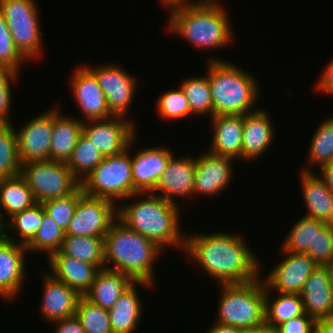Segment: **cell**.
Masks as SVG:
<instances>
[{"instance_id":"cell-1","label":"cell","mask_w":333,"mask_h":333,"mask_svg":"<svg viewBox=\"0 0 333 333\" xmlns=\"http://www.w3.org/2000/svg\"><path fill=\"white\" fill-rule=\"evenodd\" d=\"M240 233L211 232L186 235L184 253L217 284H241L259 279L260 258ZM259 258V259H258ZM261 271V272H260Z\"/></svg>"},{"instance_id":"cell-2","label":"cell","mask_w":333,"mask_h":333,"mask_svg":"<svg viewBox=\"0 0 333 333\" xmlns=\"http://www.w3.org/2000/svg\"><path fill=\"white\" fill-rule=\"evenodd\" d=\"M127 199V204L123 201L121 206L117 204V219L120 222L152 240L163 250L170 246L184 252L186 234L180 229L183 227H180L182 220L179 205L151 192L135 193Z\"/></svg>"},{"instance_id":"cell-3","label":"cell","mask_w":333,"mask_h":333,"mask_svg":"<svg viewBox=\"0 0 333 333\" xmlns=\"http://www.w3.org/2000/svg\"><path fill=\"white\" fill-rule=\"evenodd\" d=\"M165 31L183 37L200 50H219L231 45V17L222 2H188L168 7ZM230 21V22H229Z\"/></svg>"},{"instance_id":"cell-4","label":"cell","mask_w":333,"mask_h":333,"mask_svg":"<svg viewBox=\"0 0 333 333\" xmlns=\"http://www.w3.org/2000/svg\"><path fill=\"white\" fill-rule=\"evenodd\" d=\"M104 249L106 269L155 285L154 263L164 251L155 242L116 219L104 237Z\"/></svg>"},{"instance_id":"cell-5","label":"cell","mask_w":333,"mask_h":333,"mask_svg":"<svg viewBox=\"0 0 333 333\" xmlns=\"http://www.w3.org/2000/svg\"><path fill=\"white\" fill-rule=\"evenodd\" d=\"M207 58V75L215 115H245L258 110V80L248 70L220 57Z\"/></svg>"},{"instance_id":"cell-6","label":"cell","mask_w":333,"mask_h":333,"mask_svg":"<svg viewBox=\"0 0 333 333\" xmlns=\"http://www.w3.org/2000/svg\"><path fill=\"white\" fill-rule=\"evenodd\" d=\"M216 323L242 330L255 329L265 323V291L262 279L241 284H220Z\"/></svg>"},{"instance_id":"cell-7","label":"cell","mask_w":333,"mask_h":333,"mask_svg":"<svg viewBox=\"0 0 333 333\" xmlns=\"http://www.w3.org/2000/svg\"><path fill=\"white\" fill-rule=\"evenodd\" d=\"M133 137L128 148L121 154L104 157L100 164L81 182L83 192L93 197L125 202L134 194L131 148L137 142ZM121 200V201H119Z\"/></svg>"},{"instance_id":"cell-8","label":"cell","mask_w":333,"mask_h":333,"mask_svg":"<svg viewBox=\"0 0 333 333\" xmlns=\"http://www.w3.org/2000/svg\"><path fill=\"white\" fill-rule=\"evenodd\" d=\"M38 9L36 0H0V11L15 46L28 62L44 53Z\"/></svg>"},{"instance_id":"cell-9","label":"cell","mask_w":333,"mask_h":333,"mask_svg":"<svg viewBox=\"0 0 333 333\" xmlns=\"http://www.w3.org/2000/svg\"><path fill=\"white\" fill-rule=\"evenodd\" d=\"M20 175L26 180L37 203L74 194L81 182L66 163L54 160L30 161L21 165Z\"/></svg>"},{"instance_id":"cell-10","label":"cell","mask_w":333,"mask_h":333,"mask_svg":"<svg viewBox=\"0 0 333 333\" xmlns=\"http://www.w3.org/2000/svg\"><path fill=\"white\" fill-rule=\"evenodd\" d=\"M116 219L117 207L113 201L87 195L80 187L75 214L65 235L104 238Z\"/></svg>"},{"instance_id":"cell-11","label":"cell","mask_w":333,"mask_h":333,"mask_svg":"<svg viewBox=\"0 0 333 333\" xmlns=\"http://www.w3.org/2000/svg\"><path fill=\"white\" fill-rule=\"evenodd\" d=\"M104 91L107 106L113 116L129 118L132 100L137 92L136 76L127 72L119 64L106 63L100 66H87ZM130 108V109H129ZM128 114V115H127Z\"/></svg>"},{"instance_id":"cell-12","label":"cell","mask_w":333,"mask_h":333,"mask_svg":"<svg viewBox=\"0 0 333 333\" xmlns=\"http://www.w3.org/2000/svg\"><path fill=\"white\" fill-rule=\"evenodd\" d=\"M131 118L113 116L103 120L85 121L82 133L94 143L103 157L124 152L137 134V125Z\"/></svg>"},{"instance_id":"cell-13","label":"cell","mask_w":333,"mask_h":333,"mask_svg":"<svg viewBox=\"0 0 333 333\" xmlns=\"http://www.w3.org/2000/svg\"><path fill=\"white\" fill-rule=\"evenodd\" d=\"M281 252L285 256L265 275V286L273 292L299 294L309 275L319 265L308 254Z\"/></svg>"},{"instance_id":"cell-14","label":"cell","mask_w":333,"mask_h":333,"mask_svg":"<svg viewBox=\"0 0 333 333\" xmlns=\"http://www.w3.org/2000/svg\"><path fill=\"white\" fill-rule=\"evenodd\" d=\"M54 107L26 121L17 130L18 156L21 164L30 161L50 160V145L53 133Z\"/></svg>"},{"instance_id":"cell-15","label":"cell","mask_w":333,"mask_h":333,"mask_svg":"<svg viewBox=\"0 0 333 333\" xmlns=\"http://www.w3.org/2000/svg\"><path fill=\"white\" fill-rule=\"evenodd\" d=\"M70 90L80 108L82 122L103 120L113 117L107 103L104 91L99 86L94 73L85 66H77L70 75Z\"/></svg>"},{"instance_id":"cell-16","label":"cell","mask_w":333,"mask_h":333,"mask_svg":"<svg viewBox=\"0 0 333 333\" xmlns=\"http://www.w3.org/2000/svg\"><path fill=\"white\" fill-rule=\"evenodd\" d=\"M206 152L195 157L193 196H217L222 193L234 177L235 159Z\"/></svg>"},{"instance_id":"cell-17","label":"cell","mask_w":333,"mask_h":333,"mask_svg":"<svg viewBox=\"0 0 333 333\" xmlns=\"http://www.w3.org/2000/svg\"><path fill=\"white\" fill-rule=\"evenodd\" d=\"M177 157H174V154L171 156L155 189L151 192L176 205L179 204V199H190L193 196L196 169L195 157L192 155Z\"/></svg>"},{"instance_id":"cell-18","label":"cell","mask_w":333,"mask_h":333,"mask_svg":"<svg viewBox=\"0 0 333 333\" xmlns=\"http://www.w3.org/2000/svg\"><path fill=\"white\" fill-rule=\"evenodd\" d=\"M27 252L26 246L20 243L8 239L0 243V298L3 301L13 303L22 292Z\"/></svg>"},{"instance_id":"cell-19","label":"cell","mask_w":333,"mask_h":333,"mask_svg":"<svg viewBox=\"0 0 333 333\" xmlns=\"http://www.w3.org/2000/svg\"><path fill=\"white\" fill-rule=\"evenodd\" d=\"M170 147L152 146L142 148L131 155L134 194L148 193L155 186L174 154Z\"/></svg>"},{"instance_id":"cell-20","label":"cell","mask_w":333,"mask_h":333,"mask_svg":"<svg viewBox=\"0 0 333 333\" xmlns=\"http://www.w3.org/2000/svg\"><path fill=\"white\" fill-rule=\"evenodd\" d=\"M42 302L39 305L40 318L48 323L72 317L76 313L77 303L81 297L73 288L54 278L49 273L42 277Z\"/></svg>"},{"instance_id":"cell-21","label":"cell","mask_w":333,"mask_h":333,"mask_svg":"<svg viewBox=\"0 0 333 333\" xmlns=\"http://www.w3.org/2000/svg\"><path fill=\"white\" fill-rule=\"evenodd\" d=\"M267 110L245 114L243 119L242 161H254L267 152L275 139V127ZM269 147V148H268Z\"/></svg>"},{"instance_id":"cell-22","label":"cell","mask_w":333,"mask_h":333,"mask_svg":"<svg viewBox=\"0 0 333 333\" xmlns=\"http://www.w3.org/2000/svg\"><path fill=\"white\" fill-rule=\"evenodd\" d=\"M210 119L213 129L208 151L242 161L244 115H215Z\"/></svg>"},{"instance_id":"cell-23","label":"cell","mask_w":333,"mask_h":333,"mask_svg":"<svg viewBox=\"0 0 333 333\" xmlns=\"http://www.w3.org/2000/svg\"><path fill=\"white\" fill-rule=\"evenodd\" d=\"M54 278L73 288L80 296H84L91 288L99 272V268L91 263L83 262L57 251L47 258Z\"/></svg>"},{"instance_id":"cell-24","label":"cell","mask_w":333,"mask_h":333,"mask_svg":"<svg viewBox=\"0 0 333 333\" xmlns=\"http://www.w3.org/2000/svg\"><path fill=\"white\" fill-rule=\"evenodd\" d=\"M299 295L304 312L315 320L333 315V288L324 266L309 275Z\"/></svg>"},{"instance_id":"cell-25","label":"cell","mask_w":333,"mask_h":333,"mask_svg":"<svg viewBox=\"0 0 333 333\" xmlns=\"http://www.w3.org/2000/svg\"><path fill=\"white\" fill-rule=\"evenodd\" d=\"M300 171L301 196L308 211L304 216L333 224V194L317 172Z\"/></svg>"},{"instance_id":"cell-26","label":"cell","mask_w":333,"mask_h":333,"mask_svg":"<svg viewBox=\"0 0 333 333\" xmlns=\"http://www.w3.org/2000/svg\"><path fill=\"white\" fill-rule=\"evenodd\" d=\"M69 116L63 114L59 106L55 105L50 160L66 164L72 156L79 136L82 134L83 125L80 117Z\"/></svg>"},{"instance_id":"cell-27","label":"cell","mask_w":333,"mask_h":333,"mask_svg":"<svg viewBox=\"0 0 333 333\" xmlns=\"http://www.w3.org/2000/svg\"><path fill=\"white\" fill-rule=\"evenodd\" d=\"M137 285L143 289L154 288L153 284L148 282H135L117 299L114 306L108 310L113 333H133L142 322L143 307Z\"/></svg>"},{"instance_id":"cell-28","label":"cell","mask_w":333,"mask_h":333,"mask_svg":"<svg viewBox=\"0 0 333 333\" xmlns=\"http://www.w3.org/2000/svg\"><path fill=\"white\" fill-rule=\"evenodd\" d=\"M134 283L130 276L103 268L96 274L91 288L84 297L91 303L109 310Z\"/></svg>"},{"instance_id":"cell-29","label":"cell","mask_w":333,"mask_h":333,"mask_svg":"<svg viewBox=\"0 0 333 333\" xmlns=\"http://www.w3.org/2000/svg\"><path fill=\"white\" fill-rule=\"evenodd\" d=\"M36 203L31 189L20 174L10 178H0V214L5 221L14 214L33 207Z\"/></svg>"},{"instance_id":"cell-30","label":"cell","mask_w":333,"mask_h":333,"mask_svg":"<svg viewBox=\"0 0 333 333\" xmlns=\"http://www.w3.org/2000/svg\"><path fill=\"white\" fill-rule=\"evenodd\" d=\"M60 251L67 256L105 268L104 238L65 235Z\"/></svg>"},{"instance_id":"cell-31","label":"cell","mask_w":333,"mask_h":333,"mask_svg":"<svg viewBox=\"0 0 333 333\" xmlns=\"http://www.w3.org/2000/svg\"><path fill=\"white\" fill-rule=\"evenodd\" d=\"M272 291L266 288L265 291V323L277 327L283 322L303 315L304 306L299 294L277 293L272 297ZM279 295V296H278ZM272 299V300H271Z\"/></svg>"},{"instance_id":"cell-32","label":"cell","mask_w":333,"mask_h":333,"mask_svg":"<svg viewBox=\"0 0 333 333\" xmlns=\"http://www.w3.org/2000/svg\"><path fill=\"white\" fill-rule=\"evenodd\" d=\"M303 171L314 172L313 166L322 167L333 161V115L318 124L309 144ZM317 163V164H316ZM310 167V168H309Z\"/></svg>"},{"instance_id":"cell-33","label":"cell","mask_w":333,"mask_h":333,"mask_svg":"<svg viewBox=\"0 0 333 333\" xmlns=\"http://www.w3.org/2000/svg\"><path fill=\"white\" fill-rule=\"evenodd\" d=\"M326 223L317 219L301 217L288 232L280 250L308 254L314 260L315 229Z\"/></svg>"},{"instance_id":"cell-34","label":"cell","mask_w":333,"mask_h":333,"mask_svg":"<svg viewBox=\"0 0 333 333\" xmlns=\"http://www.w3.org/2000/svg\"><path fill=\"white\" fill-rule=\"evenodd\" d=\"M44 215V207L42 203H36L33 207L22 212L14 214L6 221V229L10 230L6 233V239L27 245L35 236L38 228L41 225ZM15 232V234L12 233ZM18 236L14 237V235Z\"/></svg>"},{"instance_id":"cell-35","label":"cell","mask_w":333,"mask_h":333,"mask_svg":"<svg viewBox=\"0 0 333 333\" xmlns=\"http://www.w3.org/2000/svg\"><path fill=\"white\" fill-rule=\"evenodd\" d=\"M186 79V80H185ZM179 86L189 102L192 116H214V107L207 72L205 76L185 78Z\"/></svg>"},{"instance_id":"cell-36","label":"cell","mask_w":333,"mask_h":333,"mask_svg":"<svg viewBox=\"0 0 333 333\" xmlns=\"http://www.w3.org/2000/svg\"><path fill=\"white\" fill-rule=\"evenodd\" d=\"M65 231L45 212L40 227L33 239L26 245L28 254L31 252H44L47 258L60 251ZM30 251V253H29Z\"/></svg>"},{"instance_id":"cell-37","label":"cell","mask_w":333,"mask_h":333,"mask_svg":"<svg viewBox=\"0 0 333 333\" xmlns=\"http://www.w3.org/2000/svg\"><path fill=\"white\" fill-rule=\"evenodd\" d=\"M82 133L70 160L67 162L72 174L82 182L104 159L100 151Z\"/></svg>"},{"instance_id":"cell-38","label":"cell","mask_w":333,"mask_h":333,"mask_svg":"<svg viewBox=\"0 0 333 333\" xmlns=\"http://www.w3.org/2000/svg\"><path fill=\"white\" fill-rule=\"evenodd\" d=\"M10 123H0V178L20 174L21 162L18 156L15 128Z\"/></svg>"},{"instance_id":"cell-39","label":"cell","mask_w":333,"mask_h":333,"mask_svg":"<svg viewBox=\"0 0 333 333\" xmlns=\"http://www.w3.org/2000/svg\"><path fill=\"white\" fill-rule=\"evenodd\" d=\"M75 316L85 333H113L108 310L91 303L84 296L78 300Z\"/></svg>"},{"instance_id":"cell-40","label":"cell","mask_w":333,"mask_h":333,"mask_svg":"<svg viewBox=\"0 0 333 333\" xmlns=\"http://www.w3.org/2000/svg\"><path fill=\"white\" fill-rule=\"evenodd\" d=\"M168 90L158 96L155 108L160 118L163 120H177L192 116L189 102L182 88Z\"/></svg>"},{"instance_id":"cell-41","label":"cell","mask_w":333,"mask_h":333,"mask_svg":"<svg viewBox=\"0 0 333 333\" xmlns=\"http://www.w3.org/2000/svg\"><path fill=\"white\" fill-rule=\"evenodd\" d=\"M78 203V190L67 197L52 198L42 202L45 212L64 230L75 214Z\"/></svg>"},{"instance_id":"cell-42","label":"cell","mask_w":333,"mask_h":333,"mask_svg":"<svg viewBox=\"0 0 333 333\" xmlns=\"http://www.w3.org/2000/svg\"><path fill=\"white\" fill-rule=\"evenodd\" d=\"M19 75L21 74L0 65V123L12 122L10 110L13 90L10 86L18 82Z\"/></svg>"},{"instance_id":"cell-43","label":"cell","mask_w":333,"mask_h":333,"mask_svg":"<svg viewBox=\"0 0 333 333\" xmlns=\"http://www.w3.org/2000/svg\"><path fill=\"white\" fill-rule=\"evenodd\" d=\"M333 257V224L315 229L314 261L324 266Z\"/></svg>"},{"instance_id":"cell-44","label":"cell","mask_w":333,"mask_h":333,"mask_svg":"<svg viewBox=\"0 0 333 333\" xmlns=\"http://www.w3.org/2000/svg\"><path fill=\"white\" fill-rule=\"evenodd\" d=\"M28 60L16 48L12 37H0V65L20 74L22 63Z\"/></svg>"},{"instance_id":"cell-45","label":"cell","mask_w":333,"mask_h":333,"mask_svg":"<svg viewBox=\"0 0 333 333\" xmlns=\"http://www.w3.org/2000/svg\"><path fill=\"white\" fill-rule=\"evenodd\" d=\"M279 333H316V320L306 313L277 326Z\"/></svg>"},{"instance_id":"cell-46","label":"cell","mask_w":333,"mask_h":333,"mask_svg":"<svg viewBox=\"0 0 333 333\" xmlns=\"http://www.w3.org/2000/svg\"><path fill=\"white\" fill-rule=\"evenodd\" d=\"M320 77L316 83V90L318 89L319 93H325L333 96V59L329 61L324 67V70L320 73Z\"/></svg>"},{"instance_id":"cell-47","label":"cell","mask_w":333,"mask_h":333,"mask_svg":"<svg viewBox=\"0 0 333 333\" xmlns=\"http://www.w3.org/2000/svg\"><path fill=\"white\" fill-rule=\"evenodd\" d=\"M52 324L56 326L54 333H85L79 319L75 315L53 321L51 322Z\"/></svg>"},{"instance_id":"cell-48","label":"cell","mask_w":333,"mask_h":333,"mask_svg":"<svg viewBox=\"0 0 333 333\" xmlns=\"http://www.w3.org/2000/svg\"><path fill=\"white\" fill-rule=\"evenodd\" d=\"M320 169L319 176L323 179L325 184L327 185L328 189L333 194V161L323 165Z\"/></svg>"},{"instance_id":"cell-49","label":"cell","mask_w":333,"mask_h":333,"mask_svg":"<svg viewBox=\"0 0 333 333\" xmlns=\"http://www.w3.org/2000/svg\"><path fill=\"white\" fill-rule=\"evenodd\" d=\"M316 333H333V315L316 320Z\"/></svg>"},{"instance_id":"cell-50","label":"cell","mask_w":333,"mask_h":333,"mask_svg":"<svg viewBox=\"0 0 333 333\" xmlns=\"http://www.w3.org/2000/svg\"><path fill=\"white\" fill-rule=\"evenodd\" d=\"M241 331V328L215 322L206 333H241Z\"/></svg>"},{"instance_id":"cell-51","label":"cell","mask_w":333,"mask_h":333,"mask_svg":"<svg viewBox=\"0 0 333 333\" xmlns=\"http://www.w3.org/2000/svg\"><path fill=\"white\" fill-rule=\"evenodd\" d=\"M0 37H12L8 29L6 19L3 17L0 11Z\"/></svg>"},{"instance_id":"cell-52","label":"cell","mask_w":333,"mask_h":333,"mask_svg":"<svg viewBox=\"0 0 333 333\" xmlns=\"http://www.w3.org/2000/svg\"><path fill=\"white\" fill-rule=\"evenodd\" d=\"M256 333H279L277 327L267 325L264 323L263 325L256 328Z\"/></svg>"},{"instance_id":"cell-53","label":"cell","mask_w":333,"mask_h":333,"mask_svg":"<svg viewBox=\"0 0 333 333\" xmlns=\"http://www.w3.org/2000/svg\"><path fill=\"white\" fill-rule=\"evenodd\" d=\"M160 2L167 9L169 6L180 4V3L194 2V0H159V3Z\"/></svg>"},{"instance_id":"cell-54","label":"cell","mask_w":333,"mask_h":333,"mask_svg":"<svg viewBox=\"0 0 333 333\" xmlns=\"http://www.w3.org/2000/svg\"><path fill=\"white\" fill-rule=\"evenodd\" d=\"M6 221L3 219L2 215L0 214V243L6 239Z\"/></svg>"},{"instance_id":"cell-55","label":"cell","mask_w":333,"mask_h":333,"mask_svg":"<svg viewBox=\"0 0 333 333\" xmlns=\"http://www.w3.org/2000/svg\"><path fill=\"white\" fill-rule=\"evenodd\" d=\"M328 271L329 280L333 288V257L324 265Z\"/></svg>"},{"instance_id":"cell-56","label":"cell","mask_w":333,"mask_h":333,"mask_svg":"<svg viewBox=\"0 0 333 333\" xmlns=\"http://www.w3.org/2000/svg\"><path fill=\"white\" fill-rule=\"evenodd\" d=\"M241 333H256V328L255 329L242 330Z\"/></svg>"},{"instance_id":"cell-57","label":"cell","mask_w":333,"mask_h":333,"mask_svg":"<svg viewBox=\"0 0 333 333\" xmlns=\"http://www.w3.org/2000/svg\"><path fill=\"white\" fill-rule=\"evenodd\" d=\"M195 2H220L219 0H195Z\"/></svg>"}]
</instances>
